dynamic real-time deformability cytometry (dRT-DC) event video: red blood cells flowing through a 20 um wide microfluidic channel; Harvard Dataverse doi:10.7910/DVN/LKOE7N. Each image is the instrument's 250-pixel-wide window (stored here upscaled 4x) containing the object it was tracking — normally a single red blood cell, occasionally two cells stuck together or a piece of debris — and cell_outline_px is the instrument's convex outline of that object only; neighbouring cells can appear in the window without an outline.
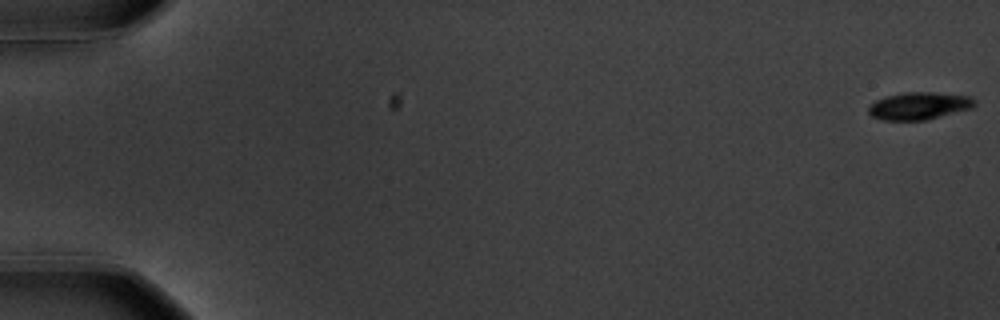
{"species": "common noctule bat (a hibernating species)", "species_latin": "Nyctalus noctula", "temperature_condition": "warm", "stored_images_in_passage": 58, "camera_frame_rate_fps": 3000, "um_per_image_px": 0.085, "animal": {"sex": "male", "body_mass_g": 20.1, "forearm_length_mm": 53.5}, "frame": {"image": 1, "passage_image": 1, "time_ms": 0.0, "image_size_px": [1000, 320], "cell_outline_px": [[976, 104], [972, 108], [928, 120], [880, 120], [872, 116], [868, 112], [868, 108], [876, 100], [884, 96], [904, 92], [936, 92], [972, 96], [976, 100]], "centroid_in_image_um": [78.15, 8.99], "position_along_channel_um": 6.8, "area_um2": 17.22}}
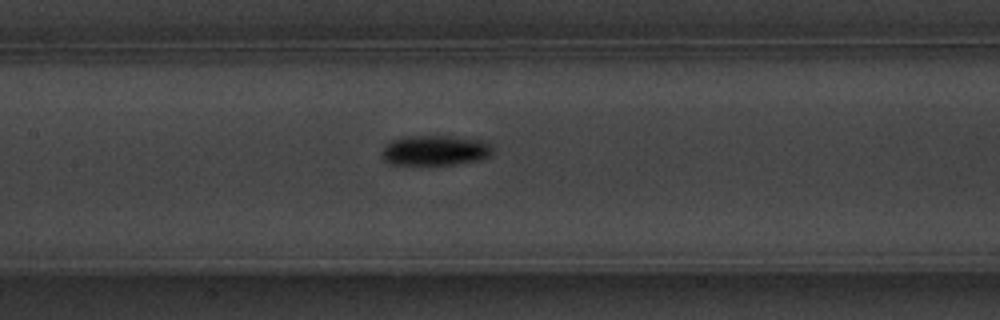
{"frame": {"image": 2, "passage_image": 29, "time_ms": 9.333, "image_size_px": [1000, 320], "cell_outline_px": [[492, 152], [488, 156], [480, 160], [456, 164], [392, 164], [384, 160], [384, 148], [392, 140], [412, 136], [452, 136], [484, 140], [492, 144]], "centroid_in_image_um": [37.07, 12.77], "position_along_channel_um": 170.3, "area_um2": 19.19}}
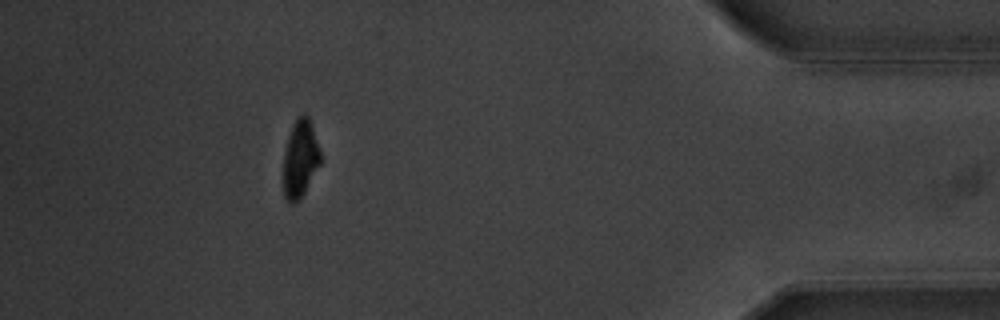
{"frame": {"image": 3, "passage_image": 53, "time_ms": 17.333, "image_size_px": [1000, 320], "cell_outline_px": [[320, 164], [300, 200], [292, 204], [288, 204], [284, 196], [284, 152], [288, 136], [292, 124], [304, 112], [308, 116], [320, 152]], "centroid_in_image_um": [25.5, 13.53], "position_along_channel_um": 409.7, "area_um2": 16.59}, "authors_computed_cell_mechanics": {"area_um2": 17.7446, "velocity_mm_per_s": 3.5791, "shape_relaxation_time_tau1_ms": 2.0861, "shape_relaxation_time_tau2_ms": null, "deformation_change_tau1": 0.1484, "deformation_change_tau2": null}}